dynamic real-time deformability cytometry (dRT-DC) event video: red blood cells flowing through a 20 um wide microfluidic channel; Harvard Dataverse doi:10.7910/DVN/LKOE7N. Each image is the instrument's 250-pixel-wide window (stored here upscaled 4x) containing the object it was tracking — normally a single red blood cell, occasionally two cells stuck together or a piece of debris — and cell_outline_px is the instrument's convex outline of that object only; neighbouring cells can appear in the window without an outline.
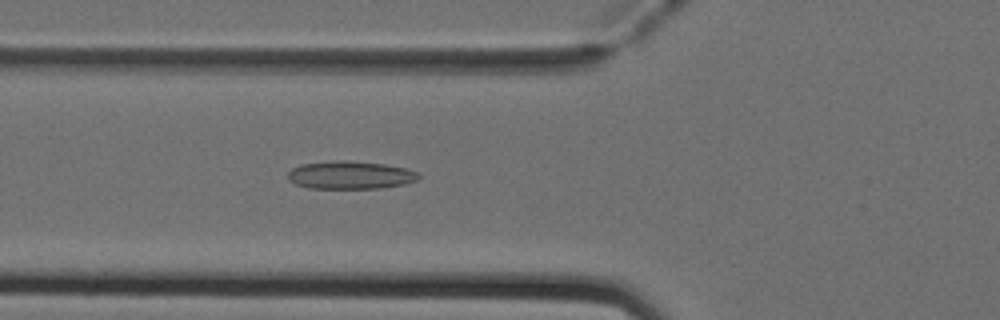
{"species": "Egyptian fruit bat (a non-hibernating species)", "species_latin": "Rousettus aegyptiacus", "temperature_condition": "cold", "stored_images_in_passage": 27, "camera_frame_rate_fps": 3000, "um_per_image_px": 0.085, "animal": {"sex": "female"}, "frame": {"image": 1, "passage_image": 7, "time_ms": 2.0, "image_size_px": [1000, 320], "cell_outline_px": [[420, 176], [416, 180], [404, 184], [380, 188], [308, 188], [296, 184], [288, 180], [288, 172], [292, 168], [300, 164], [332, 160], [348, 160], [384, 164], [408, 168], [420, 172]], "centroid_in_image_um": [29.78, 14.87], "position_along_channel_um": 96.0, "area_um2": 21.5}}
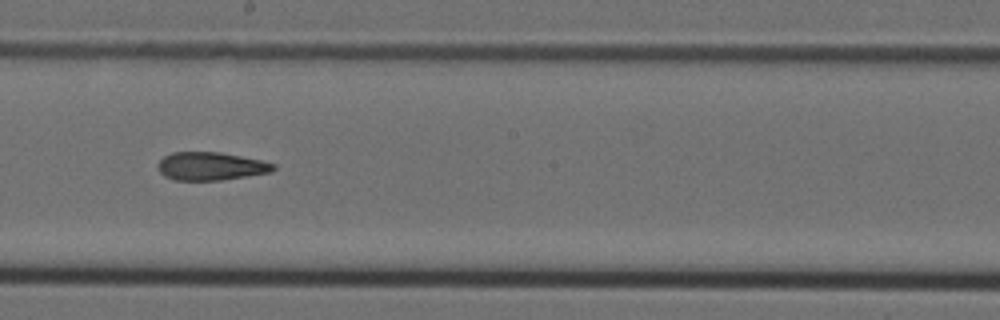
{"frame": {"image": 2, "passage_image": 17, "time_ms": 5.333, "image_size_px": [1000, 320], "cell_outline_px": [[276, 168], [272, 172], [220, 180], [176, 180], [164, 176], [156, 168], [156, 164], [164, 156], [172, 152], [220, 152], [260, 160], [276, 164]], "centroid_in_image_um": [17.89, 14.12], "position_along_channel_um": 230.3, "area_um2": 18.96}}
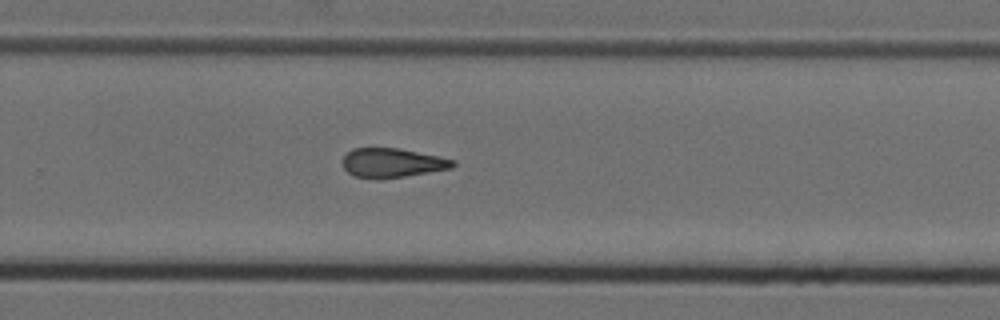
{"frame": {"image": 3, "passage_image": 22, "time_ms": 7.0, "image_size_px": [1000, 320], "cell_outline_px": [[456, 164], [452, 168], [380, 180], [376, 180], [352, 176], [344, 168], [340, 160], [352, 148], [400, 148], [440, 156], [456, 160]], "centroid_in_image_um": [33.31, 13.85], "position_along_channel_um": 296.5, "area_um2": 19.19}}